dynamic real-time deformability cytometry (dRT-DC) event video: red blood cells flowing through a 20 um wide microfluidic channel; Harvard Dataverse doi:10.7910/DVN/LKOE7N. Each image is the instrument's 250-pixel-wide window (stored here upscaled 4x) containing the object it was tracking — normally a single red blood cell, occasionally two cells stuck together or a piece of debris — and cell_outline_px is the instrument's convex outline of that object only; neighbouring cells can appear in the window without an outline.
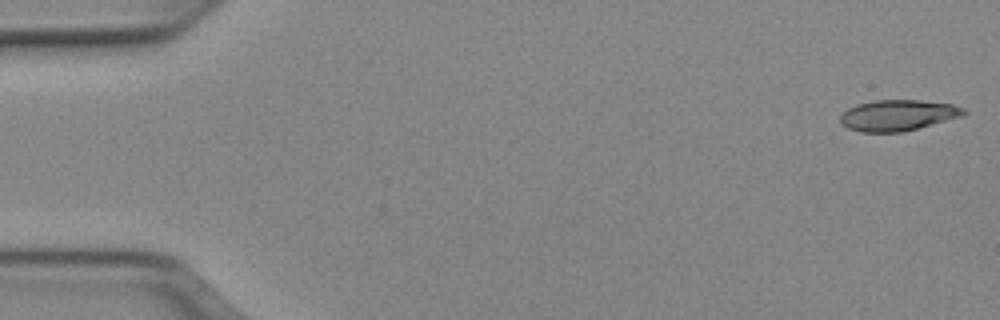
{"species": "Egyptian fruit bat (a non-hibernating species)", "species_latin": "Rousettus aegyptiacus", "temperature_condition": "cold", "stored_images_in_passage": 51, "camera_frame_rate_fps": 3000, "um_per_image_px": 0.085, "animal": {"sex": "female"}, "frame": {"image": 1, "passage_image": 1, "time_ms": 0.0, "image_size_px": [1000, 320], "cell_outline_px": [[968, 112], [964, 116], [900, 132], [860, 132], [848, 128], [840, 124], [840, 116], [848, 108], [856, 104], [872, 100], [920, 100], [952, 104], [964, 108]], "centroid_in_image_um": [76.31, 9.79], "position_along_channel_um": 8.7, "area_um2": 22.31}}
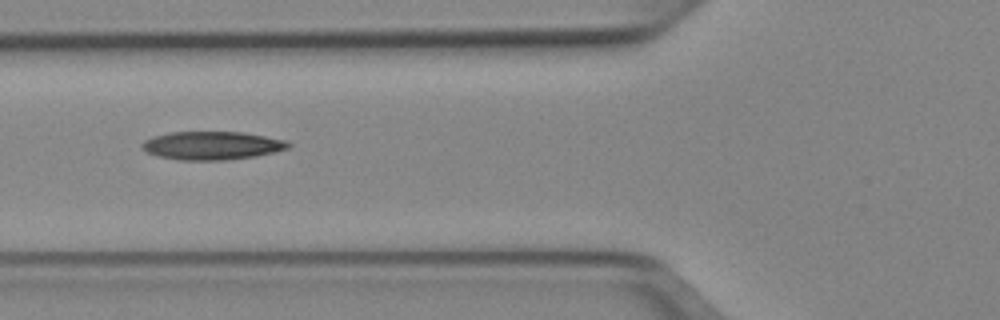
{"frame": {"image": 2, "passage_image": 19, "time_ms": 6.0, "image_size_px": [1000, 320], "cell_outline_px": [[292, 144], [288, 148], [276, 152], [256, 156], [224, 160], [180, 160], [156, 156], [140, 148], [140, 144], [144, 140], [152, 136], [168, 132], [244, 132], [288, 140]], "centroid_in_image_um": [18.02, 12.37], "position_along_channel_um": 107.8, "area_um2": 24.45}}
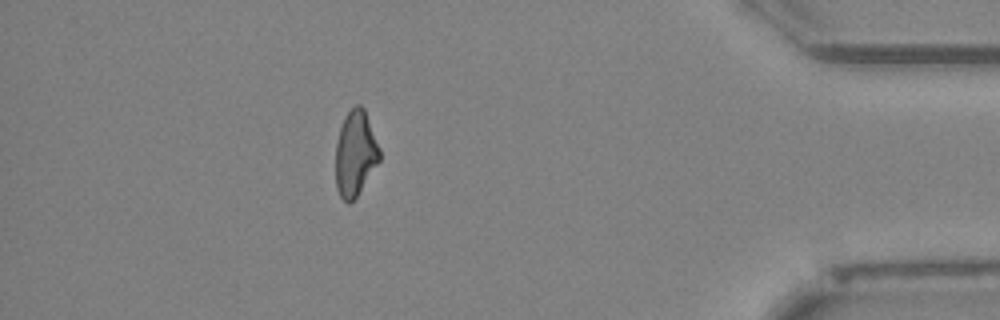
{"frame": {"image": 3, "passage_image": 45, "time_ms": 14.667, "image_size_px": [1000, 320], "cell_outline_px": [[380, 160], [356, 196], [348, 204], [340, 196], [336, 188], [336, 144], [340, 128], [344, 116], [356, 104], [360, 104], [364, 108], [380, 148]], "centroid_in_image_um": [30.2, 13.02], "position_along_channel_um": 405.0, "area_um2": 21.68}, "authors_computed_cell_mechanics": {"area_um2": 22.9466, "velocity_mm_per_s": 3.9521, "shape_relaxation_time_tau1_ms": 6.2134, "shape_relaxation_time_tau2_ms": 4.4092, "deformation_change_tau1": 0.177, "deformation_change_tau2": 0.1298}}